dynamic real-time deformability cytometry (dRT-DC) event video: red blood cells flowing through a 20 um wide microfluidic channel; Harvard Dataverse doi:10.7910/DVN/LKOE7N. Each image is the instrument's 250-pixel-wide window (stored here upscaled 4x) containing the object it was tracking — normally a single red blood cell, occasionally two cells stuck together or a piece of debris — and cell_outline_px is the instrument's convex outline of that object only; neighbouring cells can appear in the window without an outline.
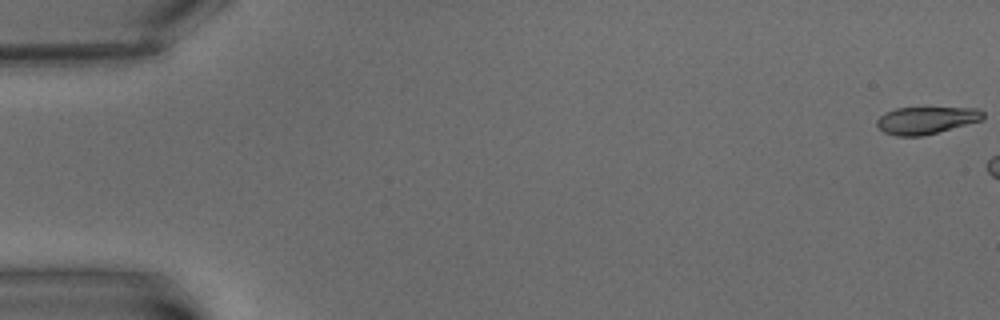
{"species": "common noctule bat (a hibernating species)", "species_latin": "Nyctalus noctula", "temperature_condition": "warm", "stored_images_in_passage": 3, "camera_frame_rate_fps": 3000, "um_per_image_px": 0.085, "animal": {"sex": "male", "body_mass_g": 15.6}, "frame": {"image": 1, "passage_image": 1, "time_ms": 0.0, "image_size_px": [1000, 320], "cell_outline_px": [[984, 120], [920, 136], [896, 136], [884, 132], [876, 124], [876, 120], [884, 112], [896, 108], [976, 108], [984, 112]], "centroid_in_image_um": [78.72, 10.21], "position_along_channel_um": 6.3, "area_um2": 16.76}}